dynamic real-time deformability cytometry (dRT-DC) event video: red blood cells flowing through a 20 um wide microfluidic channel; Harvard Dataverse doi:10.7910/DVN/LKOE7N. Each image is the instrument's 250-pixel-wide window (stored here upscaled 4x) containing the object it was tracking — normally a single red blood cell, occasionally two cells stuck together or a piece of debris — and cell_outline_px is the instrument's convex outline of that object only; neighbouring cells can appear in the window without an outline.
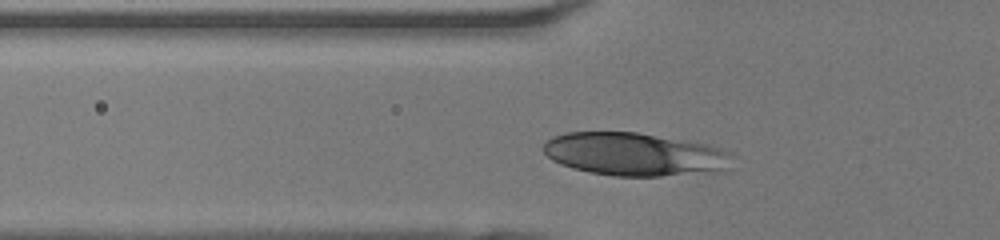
{"species": "human", "species_latin": "Homo sapiens", "temperature_condition": "room temperature", "stored_images_in_passage": 30, "camera_frame_rate_fps": 3000, "um_per_image_px": 0.085, "donor": {"sex": "female"}, "frame": {"image": 1, "passage_image": 6, "time_ms": 1.667, "image_size_px": [1000, 240], "cell_outline_px": [[736, 156], [724, 172], [660, 176], [616, 176], [588, 172], [572, 168], [560, 164], [552, 160], [544, 152], [544, 144], [552, 136], [568, 132], [636, 132], [704, 144], [732, 152]], "centroid_in_image_um": [53.99, 13.13], "position_along_channel_um": 71.8, "area_um2": 47.63}}
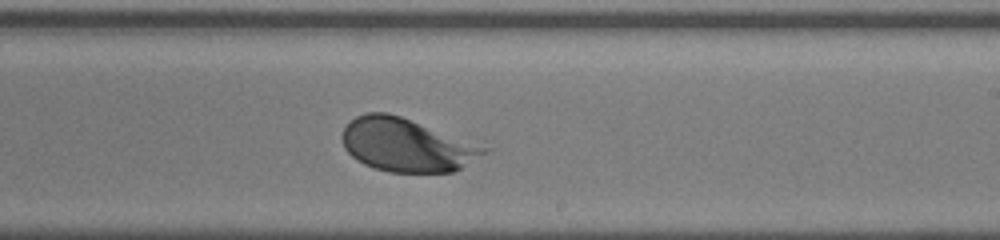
{"frame": {"image": 2, "passage_image": 19, "time_ms": 6.0, "image_size_px": [1000, 240], "cell_outline_px": [[496, 148], [460, 168], [452, 172], [388, 172], [364, 164], [356, 160], [344, 148], [340, 136], [344, 128], [356, 116], [368, 112], [388, 112]], "centroid_in_image_um": [34.62, 12.32], "position_along_channel_um": 254.4, "area_um2": 44.51}}
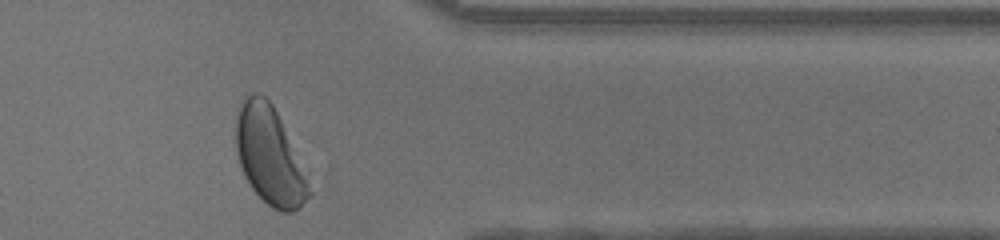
{"frame": {"image": 3, "passage_image": 29, "time_ms": 9.333, "image_size_px": [1000, 240], "cell_outline_px": [[312, 192], [300, 208], [292, 212], [280, 212], [272, 208], [252, 188], [244, 176], [236, 152], [236, 120], [240, 104], [252, 92], [260, 92], [272, 104], [280, 120]], "centroid_in_image_um": [22.87, 13.25], "position_along_channel_um": 388.5, "area_um2": 40.52}}